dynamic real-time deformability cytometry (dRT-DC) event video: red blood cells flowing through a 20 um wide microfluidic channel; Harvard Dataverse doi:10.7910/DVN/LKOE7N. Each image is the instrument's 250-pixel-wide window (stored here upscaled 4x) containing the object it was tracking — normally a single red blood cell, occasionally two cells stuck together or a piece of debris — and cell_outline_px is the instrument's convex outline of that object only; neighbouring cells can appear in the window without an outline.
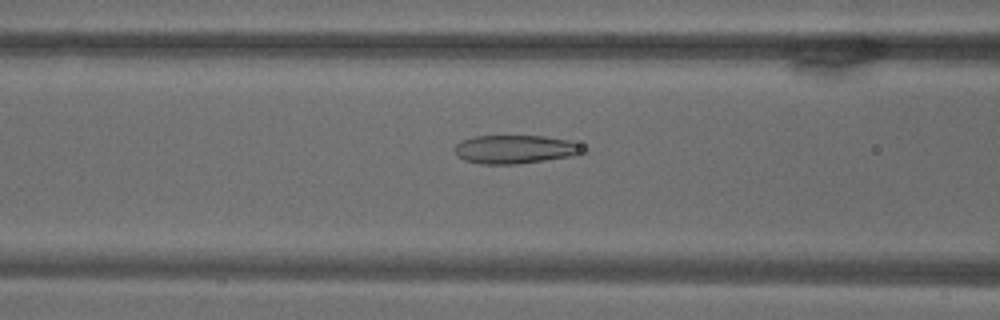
{"species": "common noctule bat (a hibernating species)", "species_latin": "Nyctalus noctula", "temperature_condition": "warm", "stored_images_in_passage": 69, "camera_frame_rate_fps": 3000, "um_per_image_px": 0.085, "animal": {"sex": "male", "body_mass_g": 18.8}, "frame": {"image": 1, "passage_image": 28, "time_ms": 9.0, "image_size_px": [1000, 320], "cell_outline_px": [[588, 152], [572, 156], [516, 164], [480, 164], [464, 160], [456, 156], [452, 148], [460, 140], [472, 136], [544, 136], [568, 140], [580, 144]], "centroid_in_image_um": [43.75, 12.69], "position_along_channel_um": 122.9, "area_um2": 21.62}}
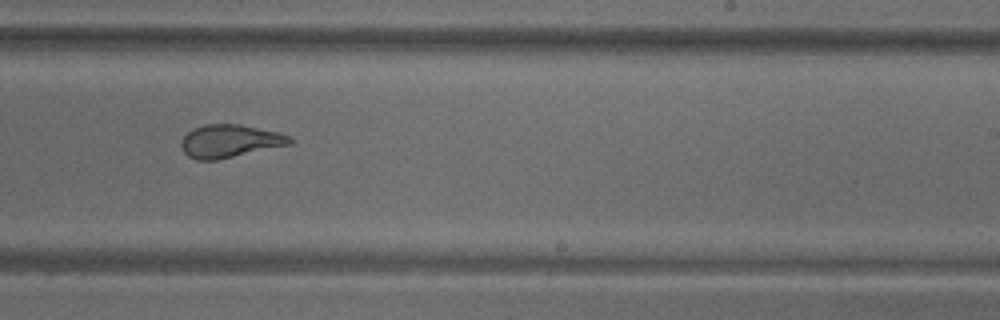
{"frame": {"image": 2, "passage_image": 43, "time_ms": 14.0, "image_size_px": [1000, 320], "cell_outline_px": [[292, 144], [216, 160], [196, 160], [188, 156], [184, 152], [180, 144], [180, 140], [192, 128], [204, 124], [240, 124], [280, 132], [288, 136], [292, 140]], "centroid_in_image_um": [19.51, 11.98], "position_along_channel_um": 269.5, "area_um2": 20.92}}
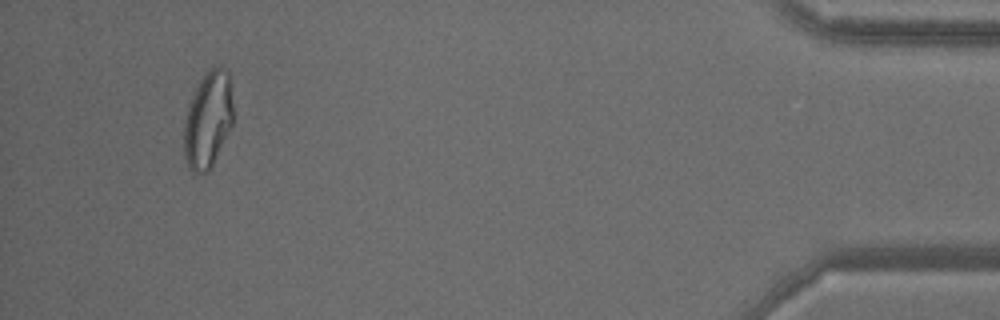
{"frame": {"image": 3, "passage_image": 65, "time_ms": 21.333, "image_size_px": [1000, 320], "cell_outline_px": [[232, 128], [212, 168], [208, 172], [192, 172], [188, 168], [184, 156], [184, 120], [192, 96], [200, 80], [208, 68], [212, 64], [220, 64], [228, 68], [232, 104]], "centroid_in_image_um": [17.69, 10.16], "position_along_channel_um": 417.5, "area_um2": 28.26}}